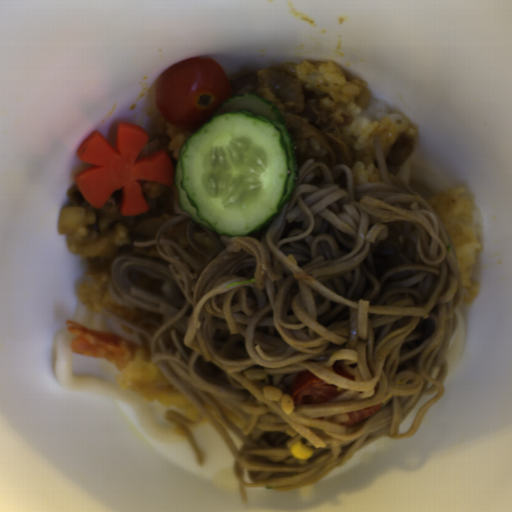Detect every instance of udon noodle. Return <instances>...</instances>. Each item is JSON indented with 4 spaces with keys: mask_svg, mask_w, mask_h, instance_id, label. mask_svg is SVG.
<instances>
[{
    "mask_svg": "<svg viewBox=\"0 0 512 512\" xmlns=\"http://www.w3.org/2000/svg\"><path fill=\"white\" fill-rule=\"evenodd\" d=\"M73 336L67 328L57 340L55 371L62 387L125 401L133 407L146 434L159 441L169 444L187 440L180 428L158 424L144 398L134 391L121 389L114 383L75 374L72 366L74 352L71 348Z\"/></svg>",
    "mask_w": 512,
    "mask_h": 512,
    "instance_id": "d5520da0",
    "label": "udon noodle"
},
{
    "mask_svg": "<svg viewBox=\"0 0 512 512\" xmlns=\"http://www.w3.org/2000/svg\"><path fill=\"white\" fill-rule=\"evenodd\" d=\"M74 322L88 329L111 334L109 324L104 317V312H93L87 309L81 300L76 308Z\"/></svg>",
    "mask_w": 512,
    "mask_h": 512,
    "instance_id": "a0691cae",
    "label": "udon noodle"
}]
</instances>
